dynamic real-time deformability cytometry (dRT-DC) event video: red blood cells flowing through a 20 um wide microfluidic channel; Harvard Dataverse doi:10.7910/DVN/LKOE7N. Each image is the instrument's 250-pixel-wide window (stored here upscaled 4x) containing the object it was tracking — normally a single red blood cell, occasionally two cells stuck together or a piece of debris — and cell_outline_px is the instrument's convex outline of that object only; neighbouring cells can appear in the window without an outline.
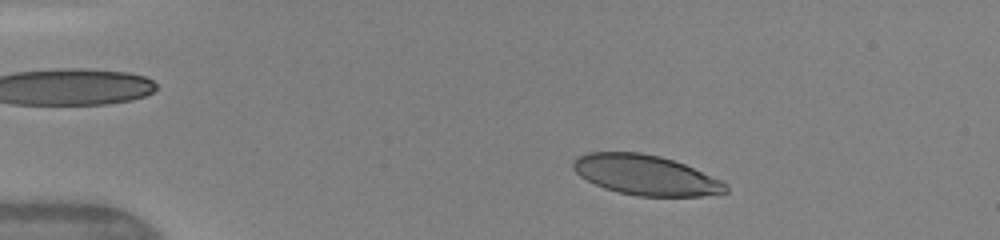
{"species": "human", "species_latin": "Homo sapiens", "temperature_condition": "warm", "stored_images_in_passage": 41, "camera_frame_rate_fps": 3000, "um_per_image_px": 0.085, "donor": {"sex": "female"}, "frame": {"image": 1, "passage_image": 6, "time_ms": 1.667, "image_size_px": [1000, 240], "cell_outline_px": [[728, 192], [700, 196], [636, 196], [604, 188], [580, 176], [572, 168], [572, 160], [576, 156], [588, 152], [640, 152], [660, 156], [684, 164], [720, 180], [728, 184]], "centroid_in_image_um": [54.85, 14.87], "position_along_channel_um": 30.2, "area_um2": 35.49}}
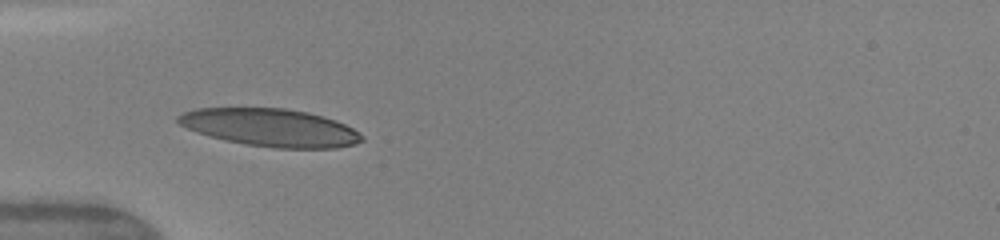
{"frame": {"image": 2, "passage_image": 13, "time_ms": 4.0, "image_size_px": [1000, 240], "cell_outline_px": [[364, 140], [356, 144], [336, 148], [272, 148], [244, 144], [224, 140], [208, 136], [196, 132], [180, 124], [176, 120], [176, 116], [184, 112], [196, 108], [284, 108], [308, 112], [324, 116], [336, 120], [352, 128], [364, 136]], "centroid_in_image_um": [22.99, 10.85], "position_along_channel_um": 62.0, "area_um2": 40.63}}
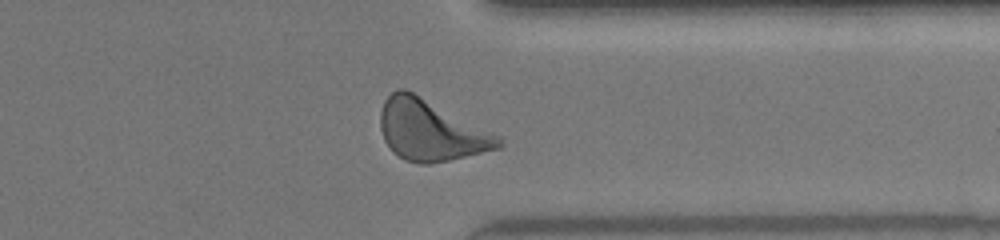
{"frame": {"image": 3, "passage_image": 36, "time_ms": 11.667, "image_size_px": [1000, 240], "cell_outline_px": [[504, 144], [500, 148], [448, 160], [428, 164], [420, 164], [404, 160], [392, 152], [384, 140], [380, 128], [380, 112], [384, 100], [396, 88], [404, 88], [500, 136], [504, 140]], "centroid_in_image_um": [36.58, 11.1], "position_along_channel_um": 374.8, "area_um2": 41.56}, "authors_computed_cell_mechanics": {"area_um2": 38.7838, "velocity_mm_per_s": 4.136, "shape_relaxation_time_tau1_ms": 2.5337, "shape_relaxation_time_tau2_ms": null, "deformation_change_tau1": 0.1545, "deformation_change_tau2": null}}